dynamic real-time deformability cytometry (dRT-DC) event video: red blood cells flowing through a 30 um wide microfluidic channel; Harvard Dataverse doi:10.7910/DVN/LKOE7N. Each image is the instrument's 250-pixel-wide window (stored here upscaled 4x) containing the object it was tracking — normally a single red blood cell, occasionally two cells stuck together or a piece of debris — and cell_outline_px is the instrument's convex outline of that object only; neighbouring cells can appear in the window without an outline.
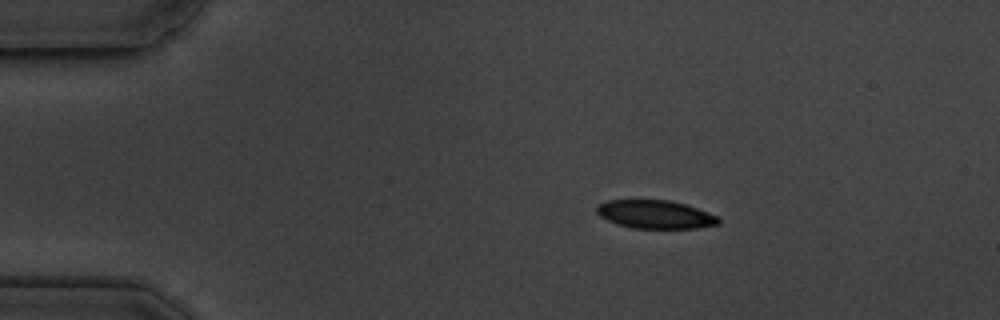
{"species": "common noctule bat (a hibernating species)", "species_latin": "Nyctalus noctula", "temperature_condition": "cold", "stored_images_in_passage": 4, "camera_frame_rate_fps": 3000, "um_per_image_px": 0.085, "animal": {"sex": "male", "body_mass_g": 19.5, "forearm_length_mm": 54.6}, "frame": {"image": 1, "passage_image": 2, "time_ms": 1.0, "image_size_px": [1000, 320], "cell_outline_px": [[720, 224], [696, 228], [632, 228], [616, 224], [600, 216], [596, 212], [596, 204], [608, 200], [668, 200], [684, 204], [696, 208], [716, 216], [720, 220]], "centroid_in_image_um": [55.65, 18.22], "position_along_channel_um": 29.4, "area_um2": 20.0}}